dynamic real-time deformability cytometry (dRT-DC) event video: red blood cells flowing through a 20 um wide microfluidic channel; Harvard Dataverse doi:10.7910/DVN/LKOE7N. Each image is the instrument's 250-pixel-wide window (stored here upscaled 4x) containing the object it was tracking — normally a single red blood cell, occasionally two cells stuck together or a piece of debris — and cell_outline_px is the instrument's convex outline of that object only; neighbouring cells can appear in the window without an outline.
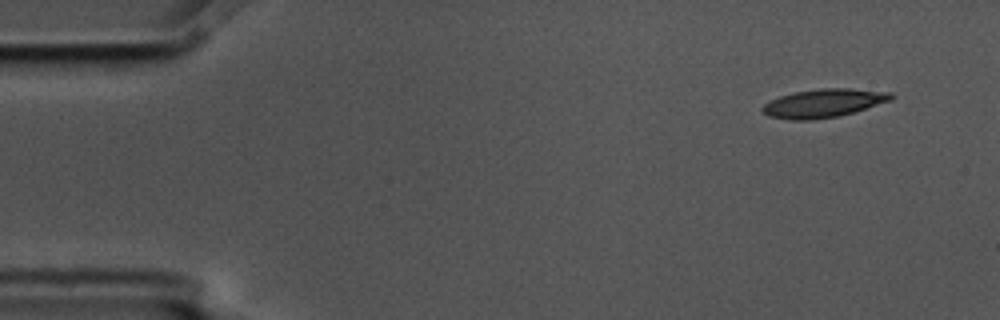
{"species": "common noctule bat (a hibernating species)", "species_latin": "Nyctalus noctula", "temperature_condition": "cold", "stored_images_in_passage": 8, "camera_frame_rate_fps": 3000, "um_per_image_px": 0.085, "animal": {"sex": "male", "body_mass_g": 17.5, "forearm_length_mm": 52.3}, "frame": {"image": 1, "passage_image": 1, "time_ms": 0.0, "image_size_px": [1000, 320], "cell_outline_px": [[896, 96], [892, 100], [852, 112], [836, 116], [812, 120], [788, 120], [768, 116], [760, 108], [764, 104], [780, 96], [796, 92], [820, 88], [848, 88], [892, 92]], "centroid_in_image_um": [70.02, 8.76], "position_along_channel_um": 15.0, "area_um2": 21.21}}
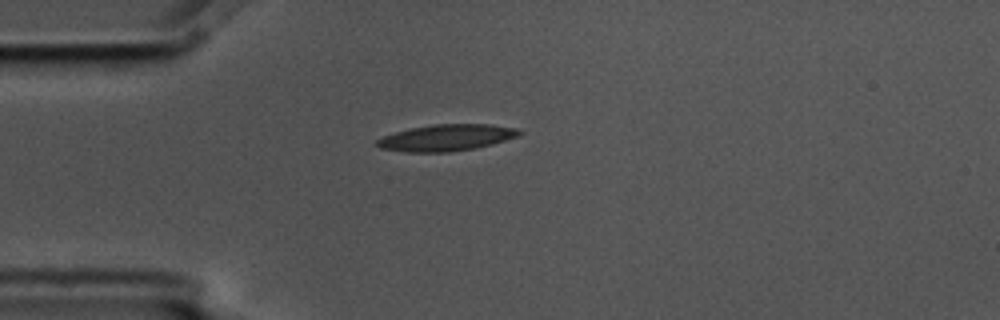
{"frame": {"image": 2, "passage_image": 4, "time_ms": 1.0, "image_size_px": [1000, 320], "cell_outline_px": [[524, 132], [516, 136], [492, 144], [476, 148], [448, 152], [408, 152], [380, 148], [376, 144], [376, 140], [384, 136], [396, 132], [412, 128], [436, 124], [488, 124], [520, 128]], "centroid_in_image_um": [37.98, 11.7], "position_along_channel_um": 47.0, "area_um2": 21.79}}